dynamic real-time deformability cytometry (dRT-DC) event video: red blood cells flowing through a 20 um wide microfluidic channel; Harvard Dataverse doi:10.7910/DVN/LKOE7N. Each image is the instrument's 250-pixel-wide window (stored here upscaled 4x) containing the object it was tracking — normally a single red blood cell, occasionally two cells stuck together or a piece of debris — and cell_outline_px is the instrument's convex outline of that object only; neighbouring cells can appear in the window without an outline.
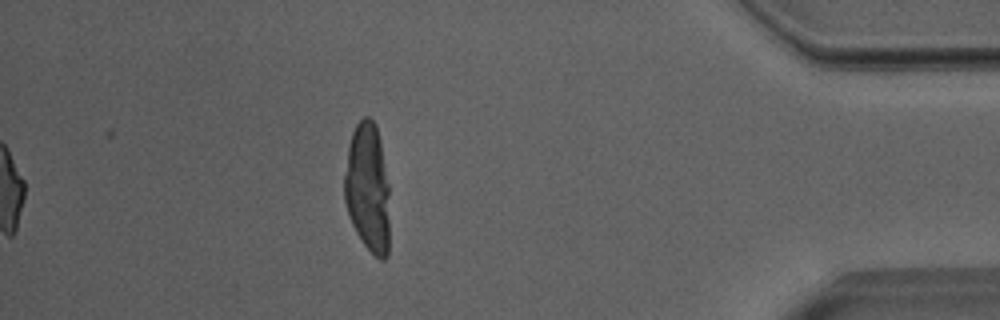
{"species": "Egyptian fruit bat (a non-hibernating species)", "species_latin": "Rousettus aegyptiacus", "temperature_condition": "room temperature", "stored_images_in_passage": 44, "camera_frame_rate_fps": 3000, "um_per_image_px": 0.085, "animal": {"sex": "male"}, "frame": {"image": 1, "passage_image": 44, "time_ms": 14.333, "image_size_px": [1000, 320], "cell_outline_px": [[388, 256], [384, 260], [380, 260], [364, 244], [356, 232], [352, 224], [344, 200], [344, 176], [348, 144], [352, 132], [356, 124], [364, 116], [368, 116], [376, 124], [380, 140], [388, 184]], "centroid_in_image_um": [31.24, 15.94], "position_along_channel_um": 404.0, "area_um2": 33.99}}